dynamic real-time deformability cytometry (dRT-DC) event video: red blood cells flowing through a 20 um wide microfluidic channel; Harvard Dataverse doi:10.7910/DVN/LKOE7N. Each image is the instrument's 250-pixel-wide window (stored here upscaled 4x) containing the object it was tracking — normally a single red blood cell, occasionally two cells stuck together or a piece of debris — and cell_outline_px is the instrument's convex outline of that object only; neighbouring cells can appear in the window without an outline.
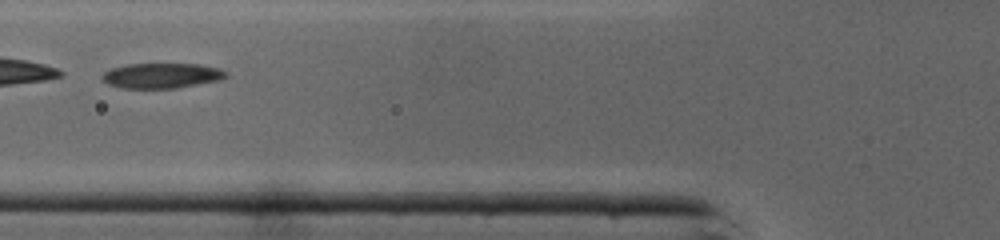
{"species": "common noctule bat (a hibernating species)", "species_latin": "Nyctalus noctula", "temperature_condition": "cold", "stored_images_in_passage": 29, "camera_frame_rate_fps": 3000, "um_per_image_px": 0.085, "animal": {"sex": "male", "body_mass_g": 19.0, "forearm_length_mm": 50.8}, "frame": {"image": 1, "passage_image": 6, "time_ms": 1.667, "image_size_px": [1000, 240], "cell_outline_px": [[228, 76], [216, 80], [176, 88], [120, 88], [108, 84], [100, 76], [104, 72], [112, 68], [128, 64], [200, 64], [216, 68], [228, 72]], "centroid_in_image_um": [13.7, 6.42], "position_along_channel_um": 112.1, "area_um2": 17.92}}
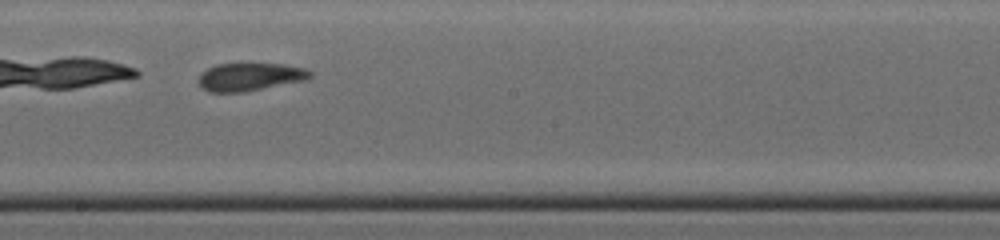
{"frame": {"image": 2, "passage_image": 14, "time_ms": 4.333, "image_size_px": [1000, 240], "cell_outline_px": [[312, 76], [308, 80], [244, 92], [208, 92], [200, 88], [200, 76], [208, 68], [216, 64], [248, 60], [284, 64], [304, 68], [312, 72]], "centroid_in_image_um": [21.28, 6.48], "position_along_channel_um": 226.9, "area_um2": 19.13}}
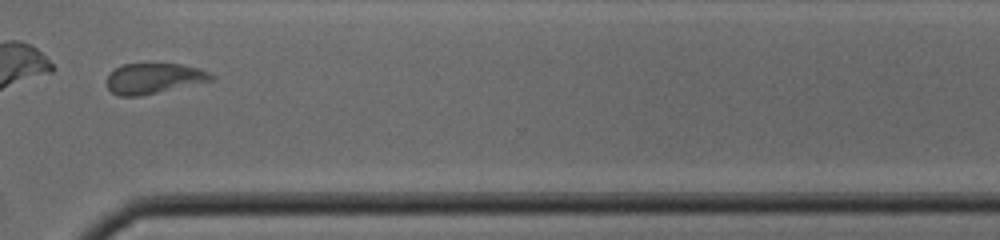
{"frame": {"image": 3, "passage_image": 23, "time_ms": 7.333, "image_size_px": [1000, 240], "cell_outline_px": [[212, 80], [140, 96], [116, 96], [108, 88], [108, 76], [116, 68], [124, 64], [180, 64], [196, 68], [208, 72], [212, 76]], "centroid_in_image_um": [13.03, 6.67], "position_along_channel_um": 357.6, "area_um2": 18.03}, "authors_computed_cell_mechanics": {"area_um2": 18.4382, "velocity_mm_per_s": 4.3191, "shape_relaxation_time_tau1_ms": null, "shape_relaxation_time_tau2_ms": 2.2672, "deformation_change_tau1": null, "deformation_change_tau2": 0.0873}}